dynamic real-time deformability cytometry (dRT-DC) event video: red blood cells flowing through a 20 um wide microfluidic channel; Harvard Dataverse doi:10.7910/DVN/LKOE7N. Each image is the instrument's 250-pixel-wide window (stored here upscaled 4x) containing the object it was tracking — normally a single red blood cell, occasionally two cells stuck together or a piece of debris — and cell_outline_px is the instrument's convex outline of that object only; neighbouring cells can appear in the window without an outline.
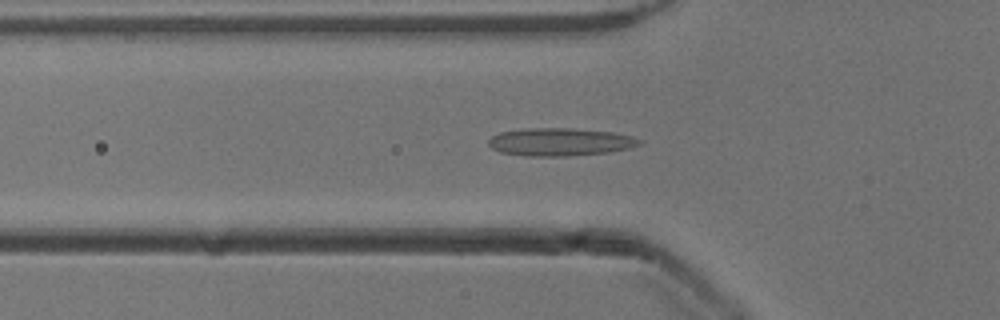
{"species": "common noctule bat (a hibernating species)", "species_latin": "Nyctalus noctula", "temperature_condition": "cold", "stored_images_in_passage": 50, "camera_frame_rate_fps": 3000, "um_per_image_px": 0.085, "animal": {"sex": "male", "body_mass_g": 13.3}, "frame": {"image": 1, "passage_image": 15, "time_ms": 4.667, "image_size_px": [1000, 320], "cell_outline_px": [[644, 140], [640, 144], [632, 148], [608, 152], [568, 156], [524, 156], [500, 152], [492, 148], [488, 144], [488, 140], [492, 136], [500, 132], [528, 128], [572, 128], [612, 132], [632, 136]], "centroid_in_image_um": [47.62, 12.07], "position_along_channel_um": 78.2, "area_um2": 24.62}}
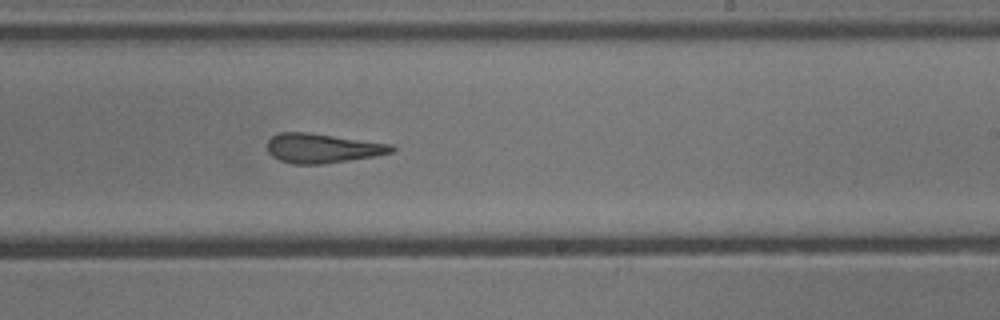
{"frame": {"image": 2, "passage_image": 29, "time_ms": 9.333, "image_size_px": [1000, 320], "cell_outline_px": [[396, 148], [392, 152], [376, 156], [324, 164], [292, 164], [280, 160], [272, 156], [268, 152], [268, 140], [272, 136], [280, 132], [304, 132], [392, 144]], "centroid_in_image_um": [27.4, 12.61], "position_along_channel_um": 261.6, "area_um2": 21.21}}
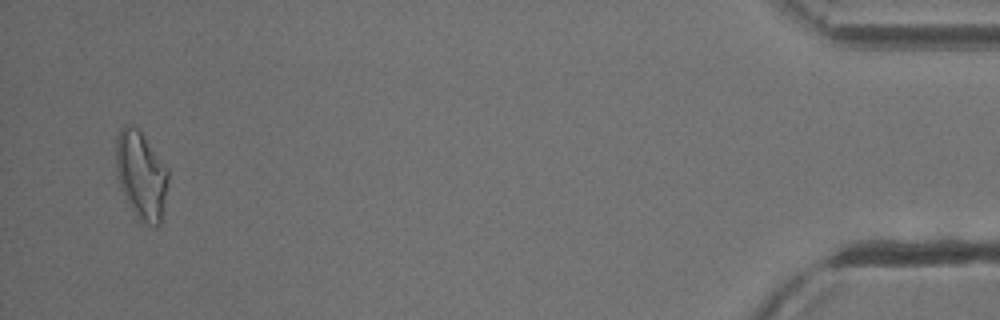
{"frame": {"image": 3, "passage_image": 48, "time_ms": 15.667, "image_size_px": [1000, 320], "cell_outline_px": [[168, 184], [160, 224], [156, 228], [148, 224], [132, 208], [120, 184], [116, 172], [116, 140], [120, 128], [124, 124], [132, 124], [140, 132], [168, 168]], "centroid_in_image_um": [12.01, 14.84], "position_along_channel_um": 423.2, "area_um2": 26.07}, "authors_computed_cell_mechanics": {"area_um2": 22.7443, "velocity_mm_per_s": 3.9105, "shape_relaxation_time_tau1_ms": null, "shape_relaxation_time_tau2_ms": 2.0368, "deformation_change_tau1": null, "deformation_change_tau2": 0.1168}}